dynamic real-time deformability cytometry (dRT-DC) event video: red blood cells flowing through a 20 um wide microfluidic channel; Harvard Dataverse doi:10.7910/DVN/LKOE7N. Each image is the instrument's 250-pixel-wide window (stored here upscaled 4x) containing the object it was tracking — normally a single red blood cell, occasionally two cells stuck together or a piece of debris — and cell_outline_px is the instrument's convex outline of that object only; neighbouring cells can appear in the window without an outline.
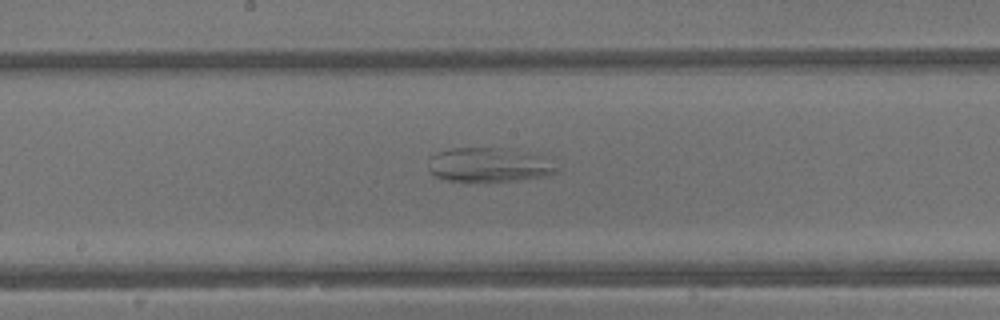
{"species": "common noctule bat (a hibernating species)", "species_latin": "Nyctalus noctula", "temperature_condition": "warm", "stored_images_in_passage": 44, "camera_frame_rate_fps": 3000, "um_per_image_px": 0.085, "animal": {"sex": "male", "body_mass_g": 13.3}, "frame": {"image": 1, "passage_image": 23, "time_ms": 7.333, "image_size_px": [1000, 320], "cell_outline_px": [[560, 172], [548, 176], [520, 180], [444, 180], [436, 176], [428, 168], [428, 160], [436, 152], [452, 148], [512, 148], [544, 156], [560, 168]], "centroid_in_image_um": [41.64, 13.99], "position_along_channel_um": 206.6, "area_um2": 25.78}}
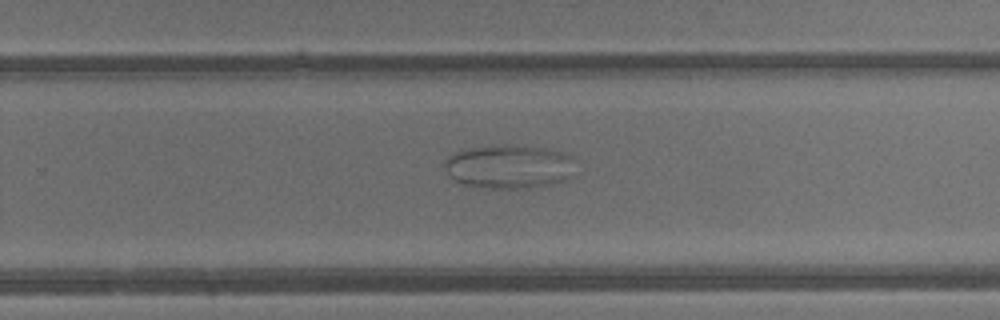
{"frame": {"image": 2, "passage_image": 28, "time_ms": 9.0, "image_size_px": [1000, 320], "cell_outline_px": [[572, 176], [568, 180], [528, 188], [480, 188], [464, 184], [448, 176], [444, 168], [444, 160], [452, 152], [464, 148], [504, 144], [508, 144], [544, 148], [564, 152], [572, 156]], "centroid_in_image_um": [43.21, 14.15], "position_along_channel_um": 286.6, "area_um2": 33.87}}
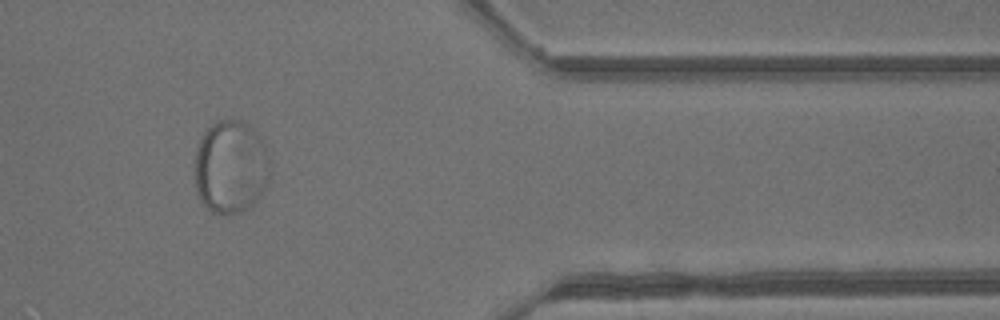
{"frame": {"image": 3, "passage_image": 36, "time_ms": 11.667, "image_size_px": [1000, 320], "cell_outline_px": [[268, 172], [264, 188], [260, 196], [244, 212], [232, 216], [224, 216], [212, 212], [200, 200], [196, 192], [196, 148], [204, 132], [216, 120], [240, 120], [260, 140], [264, 148]], "centroid_in_image_um": [19.54, 14.27], "position_along_channel_um": 391.9, "area_um2": 40.06}}